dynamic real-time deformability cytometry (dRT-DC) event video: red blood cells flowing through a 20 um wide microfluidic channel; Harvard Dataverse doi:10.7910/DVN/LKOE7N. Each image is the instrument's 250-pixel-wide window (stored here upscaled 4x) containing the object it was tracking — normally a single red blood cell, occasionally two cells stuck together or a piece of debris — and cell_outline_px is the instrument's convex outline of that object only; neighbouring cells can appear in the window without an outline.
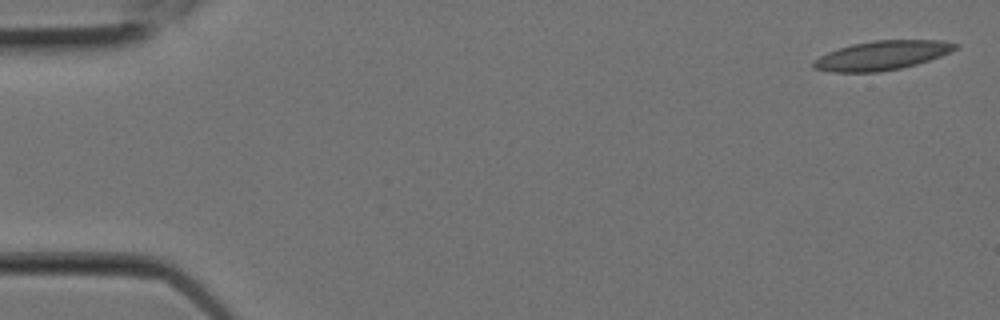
{"species": "Egyptian fruit bat (a non-hibernating species)", "species_latin": "Rousettus aegyptiacus", "temperature_condition": "room temperature", "stored_images_in_passage": 7, "camera_frame_rate_fps": 3000, "um_per_image_px": 0.085, "animal": {"sex": "female"}, "frame": {"image": 1, "passage_image": 1, "time_ms": 0.0, "image_size_px": [1000, 320], "cell_outline_px": [[960, 48], [940, 56], [916, 64], [900, 68], [876, 72], [832, 72], [812, 68], [812, 60], [828, 52], [852, 44], [876, 40], [940, 40], [960, 44]], "centroid_in_image_um": [74.97, 4.7], "position_along_channel_um": 10.0, "area_um2": 24.04}}